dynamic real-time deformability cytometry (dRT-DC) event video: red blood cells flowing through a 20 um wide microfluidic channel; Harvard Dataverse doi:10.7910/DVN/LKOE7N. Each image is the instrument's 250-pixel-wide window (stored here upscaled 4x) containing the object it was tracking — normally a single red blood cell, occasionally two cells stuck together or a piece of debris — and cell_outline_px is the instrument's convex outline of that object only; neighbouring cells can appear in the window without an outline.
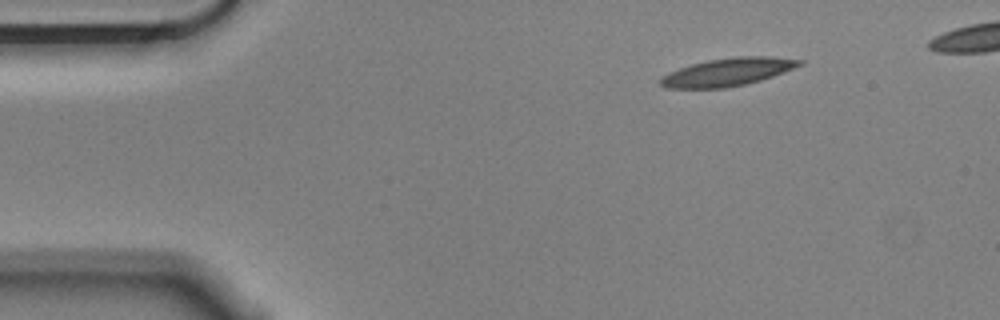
{"species": "Egyptian fruit bat (a non-hibernating species)", "species_latin": "Rousettus aegyptiacus", "temperature_condition": "cold", "stored_images_in_passage": 4, "camera_frame_rate_fps": 3000, "um_per_image_px": 0.085, "animal": {"sex": "male"}, "frame": {"image": 1, "passage_image": 1, "time_ms": 0.0, "image_size_px": [1000, 320], "cell_outline_px": [[804, 64], [772, 76], [760, 80], [744, 84], [724, 88], [664, 88], [660, 84], [660, 76], [668, 72], [692, 64], [708, 60], [736, 56], [768, 56], [804, 60]], "centroid_in_image_um": [61.83, 6.12], "position_along_channel_um": 23.2, "area_um2": 22.48}}